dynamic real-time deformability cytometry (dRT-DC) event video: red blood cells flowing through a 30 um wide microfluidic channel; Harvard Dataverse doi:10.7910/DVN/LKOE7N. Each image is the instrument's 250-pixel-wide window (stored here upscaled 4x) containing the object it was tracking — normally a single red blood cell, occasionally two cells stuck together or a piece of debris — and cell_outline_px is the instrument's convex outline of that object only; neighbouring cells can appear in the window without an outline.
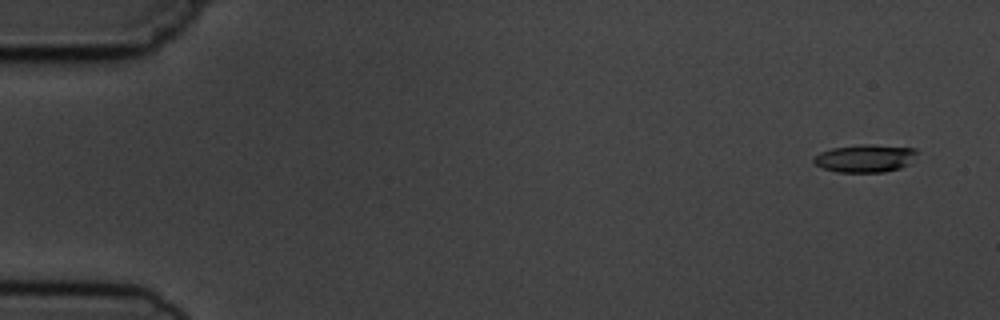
{"species": "common noctule bat (a hibernating species)", "species_latin": "Nyctalus noctula", "temperature_condition": "cold", "stored_images_in_passage": 4, "camera_frame_rate_fps": 3000, "um_per_image_px": 0.085, "animal": {"sex": "male", "body_mass_g": 19.5, "forearm_length_mm": 54.6}, "frame": {"image": 1, "passage_image": 1, "time_ms": 0.0, "image_size_px": [1000, 320], "cell_outline_px": [[916, 152], [908, 164], [900, 168], [884, 172], [836, 172], [824, 168], [816, 164], [812, 160], [820, 152], [832, 148], [860, 144], [872, 144], [916, 148]], "centroid_in_image_um": [73.52, 13.45], "position_along_channel_um": 11.5, "area_um2": 16.59}}